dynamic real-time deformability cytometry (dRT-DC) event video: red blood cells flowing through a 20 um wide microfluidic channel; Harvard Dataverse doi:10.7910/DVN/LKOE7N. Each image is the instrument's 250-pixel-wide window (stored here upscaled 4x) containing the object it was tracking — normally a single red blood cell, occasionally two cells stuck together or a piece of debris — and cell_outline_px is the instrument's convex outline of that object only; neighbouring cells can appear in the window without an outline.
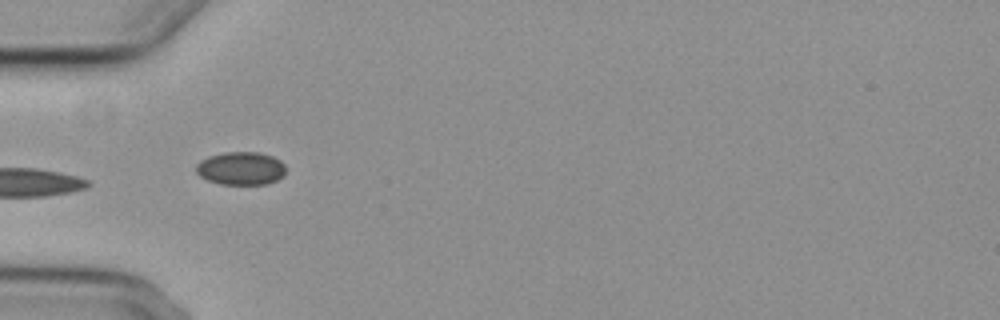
{"species": "common noctule bat (a hibernating species)", "species_latin": "Nyctalus noctula", "temperature_condition": "cold", "stored_images_in_passage": 8, "camera_frame_rate_fps": 3000, "um_per_image_px": 0.085, "animal": {"sex": "female", "body_mass_g": 29.2, "forearm_length_mm": 56.3}, "frame": {"image": 1, "passage_image": 5, "time_ms": 4.667, "image_size_px": [1000, 320], "cell_outline_px": [[284, 176], [268, 184], [220, 184], [208, 180], [200, 176], [196, 172], [196, 164], [200, 160], [208, 156], [224, 152], [260, 152], [272, 156], [280, 160], [284, 164]], "centroid_in_image_um": [20.46, 14.3], "position_along_channel_um": 64.5, "area_um2": 17.4}}
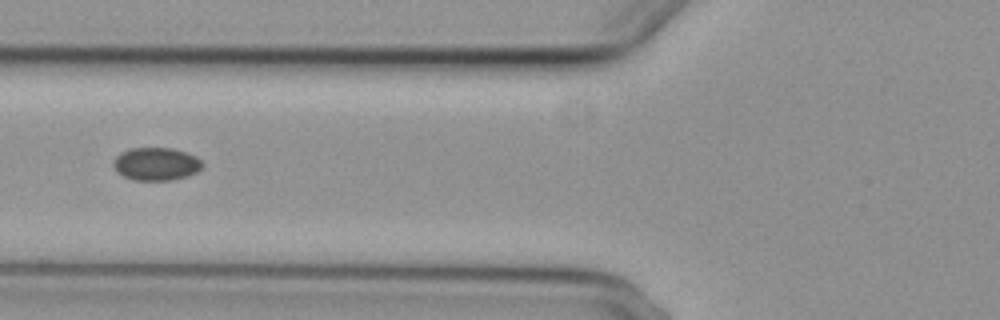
{"frame": {"image": 2, "passage_image": 6, "time_ms": 6.0, "image_size_px": [1000, 320], "cell_outline_px": [[204, 164], [196, 172], [188, 176], [172, 180], [132, 180], [116, 172], [112, 164], [116, 156], [120, 152], [132, 148], [172, 148], [196, 156]], "centroid_in_image_um": [13.25, 13.94], "position_along_channel_um": 112.6, "area_um2": 17.11}}
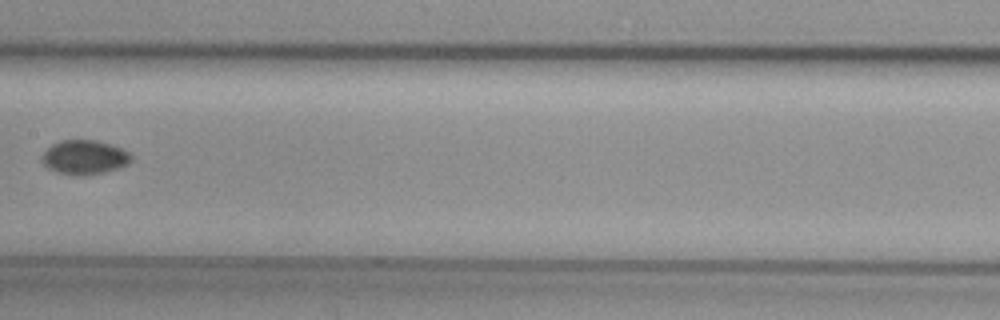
{"frame": {"image": 3, "passage_image": 8, "time_ms": 8.333, "image_size_px": [1000, 320], "cell_outline_px": [[132, 160], [128, 164], [104, 172], [80, 176], [76, 176], [56, 172], [48, 168], [44, 164], [44, 152], [52, 144], [60, 140], [96, 140], [112, 144], [128, 152], [132, 156]], "centroid_in_image_um": [7.2, 13.36], "position_along_channel_um": 200.2, "area_um2": 17.69}}